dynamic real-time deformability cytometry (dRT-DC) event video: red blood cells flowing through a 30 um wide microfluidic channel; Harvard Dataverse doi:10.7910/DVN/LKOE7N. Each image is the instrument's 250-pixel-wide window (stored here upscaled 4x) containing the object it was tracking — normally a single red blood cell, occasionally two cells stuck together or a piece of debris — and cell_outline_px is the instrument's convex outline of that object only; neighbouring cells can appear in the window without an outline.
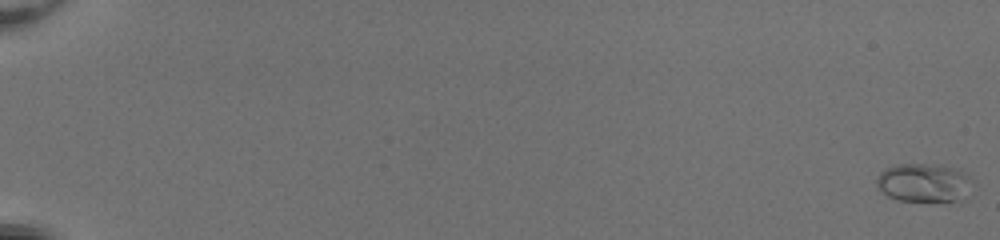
{"species": "common noctule bat (a hibernating species)", "species_latin": "Nyctalus noctula", "temperature_condition": "room temperature", "stored_images_in_passage": 54, "camera_frame_rate_fps": 3000, "um_per_image_px": 0.085, "animal": {"sex": "female", "body_mass_g": 20.0, "forearm_length_mm": 54.0}, "frame": {"image": 1, "passage_image": 1, "time_ms": 0.0, "image_size_px": [1000, 240], "cell_outline_px": [[976, 184], [972, 196], [968, 200], [960, 204], [896, 200], [888, 196], [876, 184], [876, 176], [884, 168], [896, 164], [940, 164], [956, 168], [976, 180]], "centroid_in_image_um": [78.73, 15.59], "position_along_channel_um": 6.3, "area_um2": 23.41}}
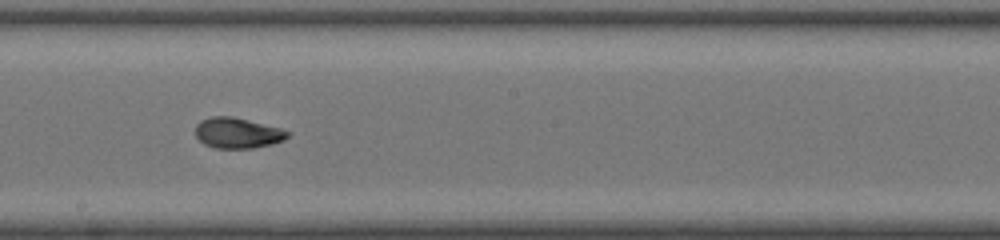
{"frame": {"image": 2, "passage_image": 34, "time_ms": 11.0, "image_size_px": [1000, 240], "cell_outline_px": [[292, 132], [284, 140], [272, 144], [252, 148], [216, 148], [204, 144], [196, 136], [196, 124], [200, 120], [212, 116], [232, 116], [280, 128]], "centroid_in_image_um": [20.19, 11.3], "position_along_channel_um": 228.0, "area_um2": 16.42}}
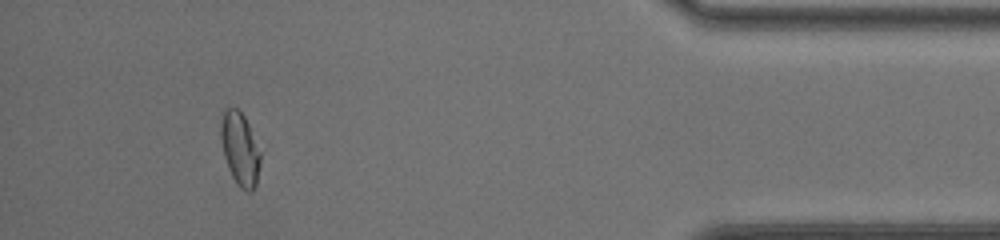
{"frame": {"image": 3, "passage_image": 51, "time_ms": 16.667, "image_size_px": [1000, 240], "cell_outline_px": [[260, 164], [256, 184], [252, 192], [248, 192], [240, 188], [232, 176], [228, 168], [224, 156], [220, 140], [220, 120], [224, 108], [236, 108], [244, 116], [248, 124], [260, 152]], "centroid_in_image_um": [20.37, 12.66], "position_along_channel_um": 414.8, "area_um2": 16.88}, "authors_computed_cell_mechanics": {"area_um2": 16.762, "velocity_mm_per_s": 4.0999, "shape_relaxation_time_tau1_ms": 5.0463, "shape_relaxation_time_tau2_ms": 1.1802, "deformation_change_tau1": 0.1472, "deformation_change_tau2": 0.0623}}